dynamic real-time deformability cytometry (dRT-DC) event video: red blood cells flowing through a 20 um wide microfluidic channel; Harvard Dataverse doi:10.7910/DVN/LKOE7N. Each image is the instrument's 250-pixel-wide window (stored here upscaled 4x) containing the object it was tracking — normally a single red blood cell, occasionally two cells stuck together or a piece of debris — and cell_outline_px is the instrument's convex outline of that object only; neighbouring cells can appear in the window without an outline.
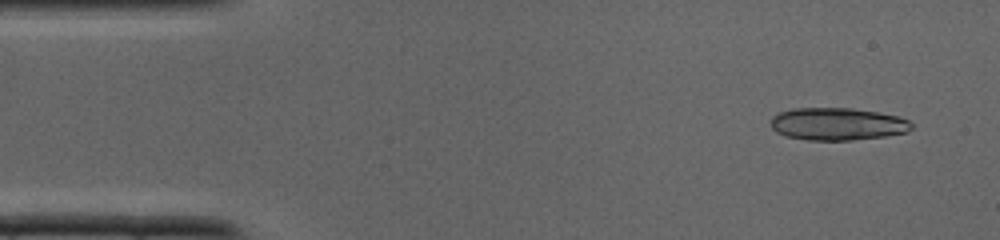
{"species": "common noctule bat (a hibernating species)", "species_latin": "Nyctalus noctula", "temperature_condition": "cold", "stored_images_in_passage": 30, "camera_frame_rate_fps": 3000, "um_per_image_px": 0.085, "animal": {"sex": "male", "body_mass_g": 19.0, "forearm_length_mm": 50.8}, "frame": {"image": 1, "passage_image": 2, "time_ms": 0.333, "image_size_px": [1000, 240], "cell_outline_px": [[912, 128], [908, 132], [884, 136], [848, 140], [808, 140], [788, 136], [776, 132], [772, 128], [772, 116], [776, 112], [792, 108], [852, 108], [876, 112], [896, 116], [908, 120], [912, 124]], "centroid_in_image_um": [71.15, 10.53], "position_along_channel_um": 13.8, "area_um2": 26.53}}